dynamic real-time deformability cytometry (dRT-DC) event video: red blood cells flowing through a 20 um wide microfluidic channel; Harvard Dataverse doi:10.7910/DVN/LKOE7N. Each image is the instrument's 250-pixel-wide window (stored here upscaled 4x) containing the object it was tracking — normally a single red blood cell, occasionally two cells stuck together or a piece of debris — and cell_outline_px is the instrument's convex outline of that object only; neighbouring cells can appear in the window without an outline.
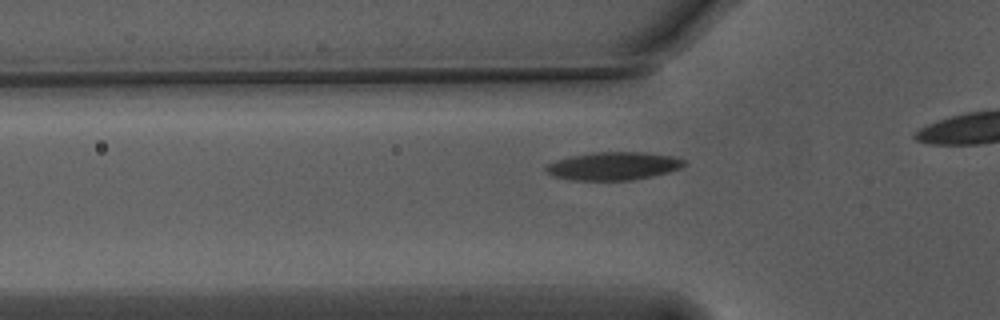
{"species": "Egyptian fruit bat (a non-hibernating species)", "species_latin": "Rousettus aegyptiacus", "temperature_condition": "warm", "stored_images_in_passage": 31, "camera_frame_rate_fps": 3000, "um_per_image_px": 0.085, "animal": {"sex": "male"}, "frame": {"image": 1, "passage_image": 5, "time_ms": 1.333, "image_size_px": [1000, 320], "cell_outline_px": [[688, 164], [680, 168], [668, 172], [652, 176], [632, 180], [572, 180], [556, 176], [548, 172], [544, 168], [548, 164], [556, 160], [572, 156], [596, 152], [644, 152], [672, 156], [684, 160]], "centroid_in_image_um": [52.18, 14.11], "position_along_channel_um": 73.6, "area_um2": 22.37}}
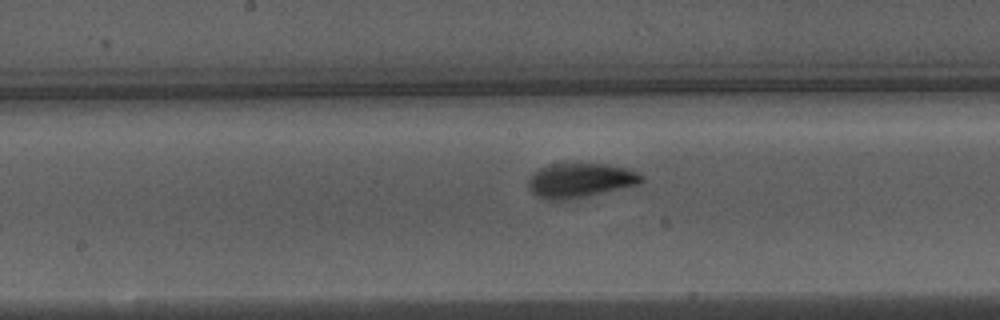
{"frame": {"image": 2, "passage_image": 15, "time_ms": 4.667, "image_size_px": [1000, 320], "cell_outline_px": [[644, 180], [640, 184], [588, 196], [564, 200], [548, 200], [536, 196], [528, 188], [528, 180], [532, 172], [540, 168], [552, 164], [604, 164], [628, 168], [644, 176]], "centroid_in_image_um": [49.31, 15.34], "position_along_channel_um": 198.9, "area_um2": 22.77}}
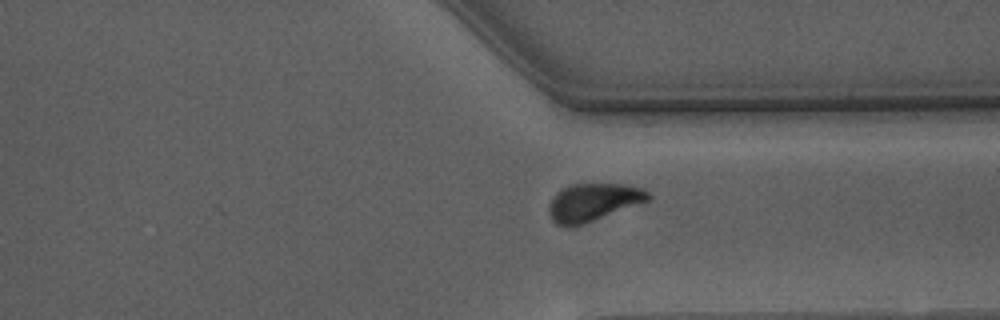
{"frame": {"image": 3, "passage_image": 28, "time_ms": 9.0, "image_size_px": [1000, 320], "cell_outline_px": [[652, 196], [648, 200], [592, 220], [580, 224], [556, 224], [552, 220], [548, 212], [548, 208], [556, 192], [572, 184], [628, 184], [644, 188]], "centroid_in_image_um": [50.43, 17.14], "position_along_channel_um": 361.0, "area_um2": 21.1}}